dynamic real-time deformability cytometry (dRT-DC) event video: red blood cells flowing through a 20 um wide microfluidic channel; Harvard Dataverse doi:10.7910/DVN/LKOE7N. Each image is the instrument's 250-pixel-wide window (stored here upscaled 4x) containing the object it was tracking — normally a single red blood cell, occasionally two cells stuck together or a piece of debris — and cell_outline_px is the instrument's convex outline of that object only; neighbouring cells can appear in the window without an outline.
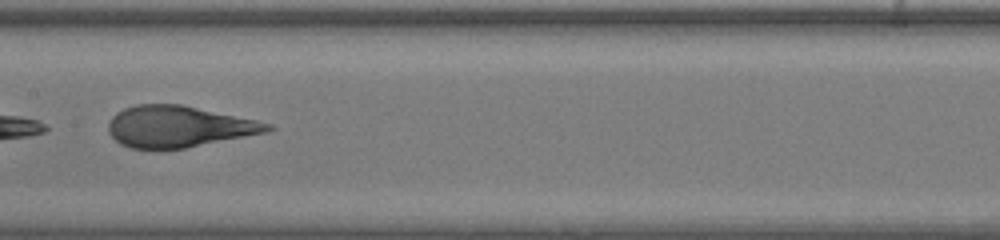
{"species": "human", "species_latin": "Homo sapiens", "temperature_condition": "warm", "stored_images_in_passage": 46, "camera_frame_rate_fps": 3000, "um_per_image_px": 0.085, "donor": {"sex": "female"}, "frame": {"image": 1, "passage_image": 23, "time_ms": 7.333, "image_size_px": [1000, 240], "cell_outline_px": [[276, 128], [268, 132], [184, 148], [132, 148], [120, 144], [108, 132], [108, 124], [112, 116], [116, 112], [124, 108], [136, 104], [180, 104], [256, 120], [272, 124]], "centroid_in_image_um": [15.18, 10.75], "position_along_channel_um": 192.2, "area_um2": 38.09}}
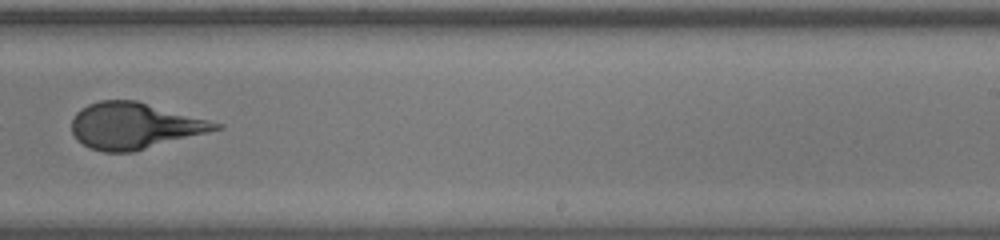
{"frame": {"image": 2, "passage_image": 29, "time_ms": 9.333, "image_size_px": [1000, 240], "cell_outline_px": [[224, 128], [132, 152], [104, 152], [92, 148], [76, 140], [72, 132], [72, 120], [76, 112], [80, 108], [88, 104], [100, 100], [136, 100], [224, 124]], "centroid_in_image_um": [11.42, 10.68], "position_along_channel_um": 277.6, "area_um2": 38.67}, "authors_computed_cell_mechanics": {"area_um2": 39.6797, "velocity_mm_per_s": 4.2797, "shape_relaxation_time_tau1_ms": 2.0487, "shape_relaxation_time_tau2_ms": 0.831, "deformation_change_tau1": 0.3479, "deformation_change_tau2": 0.0984}}